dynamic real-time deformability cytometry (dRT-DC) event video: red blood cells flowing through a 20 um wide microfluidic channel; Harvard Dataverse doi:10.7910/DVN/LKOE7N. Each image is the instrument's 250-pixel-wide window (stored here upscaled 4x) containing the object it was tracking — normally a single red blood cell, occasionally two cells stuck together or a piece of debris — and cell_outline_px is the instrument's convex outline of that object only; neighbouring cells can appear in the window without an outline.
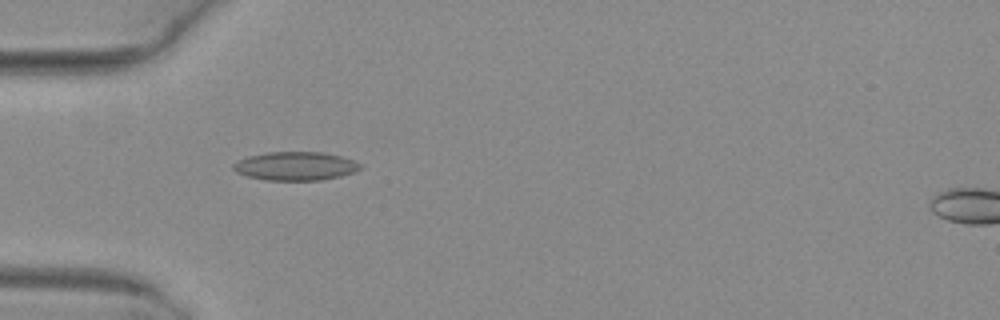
{"species": "common noctule bat (a hibernating species)", "species_latin": "Nyctalus noctula", "temperature_condition": "warm", "stored_images_in_passage": 7, "camera_frame_rate_fps": 3000, "um_per_image_px": 0.085, "animal": {"sex": "female", "body_mass_g": 29.2, "forearm_length_mm": 56.3}, "frame": {"image": 1, "passage_image": 5, "time_ms": 1.333, "image_size_px": [1000, 320], "cell_outline_px": [[364, 168], [356, 172], [340, 176], [320, 180], [264, 180], [248, 176], [236, 172], [232, 168], [232, 164], [248, 156], [268, 152], [324, 152], [340, 156], [364, 164]], "centroid_in_image_um": [25.16, 14.12], "position_along_channel_um": 59.8, "area_um2": 21.27}}
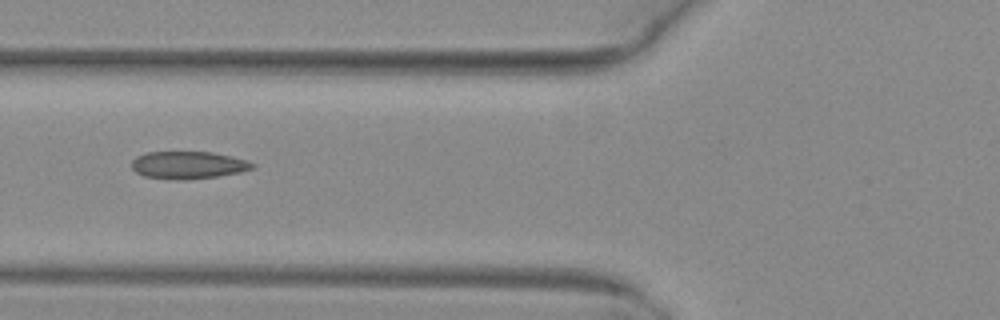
{"frame": {"image": 2, "passage_image": 6, "time_ms": 1.667, "image_size_px": [1000, 320], "cell_outline_px": [[256, 164], [252, 168], [240, 172], [216, 176], [184, 180], [168, 180], [144, 176], [136, 172], [132, 168], [132, 160], [136, 156], [148, 152], [212, 152], [232, 156], [248, 160]], "centroid_in_image_um": [15.98, 14.03], "position_along_channel_um": 109.8, "area_um2": 19.42}}
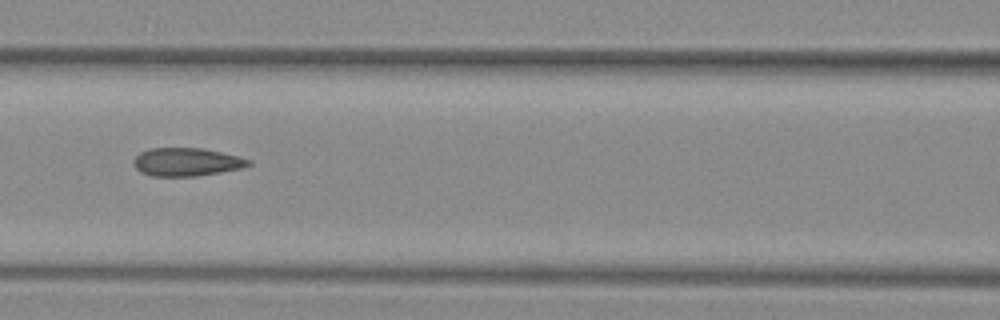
{"frame": {"image": 3, "passage_image": 7, "time_ms": 2.0, "image_size_px": [1000, 320], "cell_outline_px": [[252, 164], [240, 168], [196, 176], [152, 176], [140, 172], [132, 164], [132, 160], [140, 152], [148, 148], [200, 148], [220, 152], [252, 160]], "centroid_in_image_um": [15.8, 13.76], "position_along_channel_um": 150.8, "area_um2": 18.79}}